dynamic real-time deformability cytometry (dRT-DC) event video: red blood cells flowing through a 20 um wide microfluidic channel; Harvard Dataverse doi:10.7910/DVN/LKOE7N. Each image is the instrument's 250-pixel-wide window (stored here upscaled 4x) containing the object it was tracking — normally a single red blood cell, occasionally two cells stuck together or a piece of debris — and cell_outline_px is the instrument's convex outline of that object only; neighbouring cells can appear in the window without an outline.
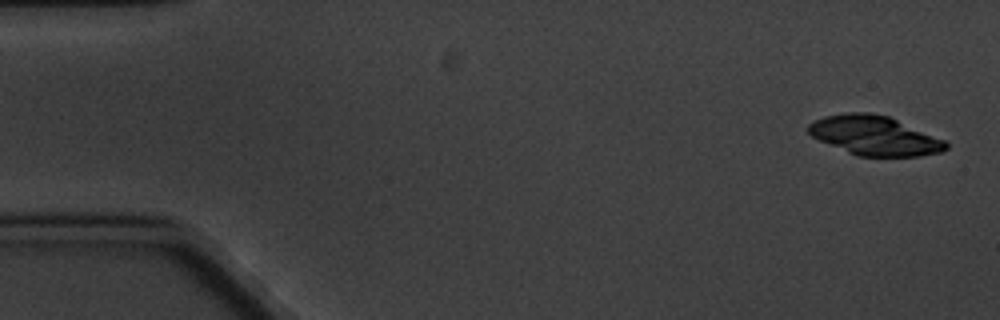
{"species": "common noctule bat (a hibernating species)", "species_latin": "Nyctalus noctula", "temperature_condition": "cold", "stored_images_in_passage": 6, "camera_frame_rate_fps": 3000, "um_per_image_px": 0.085, "animal": {"sex": "male", "body_mass_g": 20.1, "forearm_length_mm": 53.5}, "frame": {"image": 1, "passage_image": 1, "time_ms": 0.0, "image_size_px": [1000, 320], "cell_outline_px": [[948, 148], [940, 152], [916, 156], [856, 156], [820, 140], [812, 136], [808, 132], [808, 124], [824, 116], [848, 112], [868, 112], [888, 116], [944, 140], [948, 144]], "centroid_in_image_um": [74.32, 11.52], "position_along_channel_um": 10.7, "area_um2": 31.15}}